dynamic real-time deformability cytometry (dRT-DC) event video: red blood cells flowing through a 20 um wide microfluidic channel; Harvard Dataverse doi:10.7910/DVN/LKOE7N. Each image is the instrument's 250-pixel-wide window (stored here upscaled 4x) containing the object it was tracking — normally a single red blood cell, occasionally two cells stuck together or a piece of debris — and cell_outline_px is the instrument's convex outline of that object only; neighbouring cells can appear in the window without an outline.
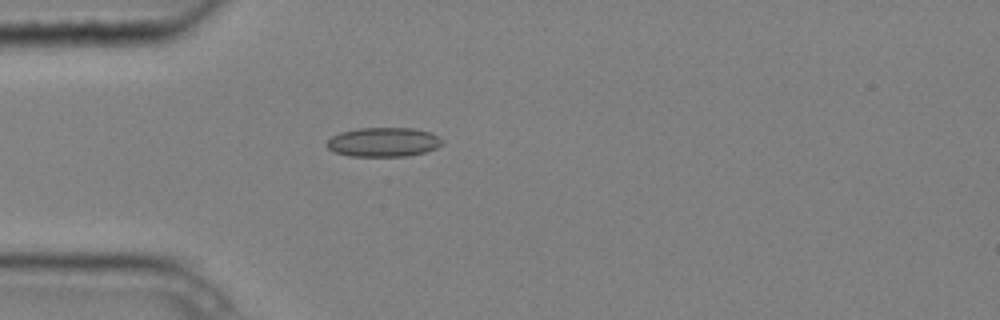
{"species": "common noctule bat (a hibernating species)", "species_latin": "Nyctalus noctula", "temperature_condition": "cold", "stored_images_in_passage": 1, "camera_frame_rate_fps": 3000, "um_per_image_px": 0.085, "animal": {"sex": "male", "body_mass_g": 20.4}, "frame": {"image": 1, "passage_image": 1, "time_ms": 0.0, "image_size_px": [1000, 320], "cell_outline_px": [[444, 144], [436, 148], [424, 152], [408, 156], [348, 156], [336, 152], [328, 148], [324, 144], [332, 136], [340, 132], [360, 128], [412, 128], [432, 132], [444, 140]], "centroid_in_image_um": [32.62, 12.07], "position_along_channel_um": 52.4, "area_um2": 19.83}}